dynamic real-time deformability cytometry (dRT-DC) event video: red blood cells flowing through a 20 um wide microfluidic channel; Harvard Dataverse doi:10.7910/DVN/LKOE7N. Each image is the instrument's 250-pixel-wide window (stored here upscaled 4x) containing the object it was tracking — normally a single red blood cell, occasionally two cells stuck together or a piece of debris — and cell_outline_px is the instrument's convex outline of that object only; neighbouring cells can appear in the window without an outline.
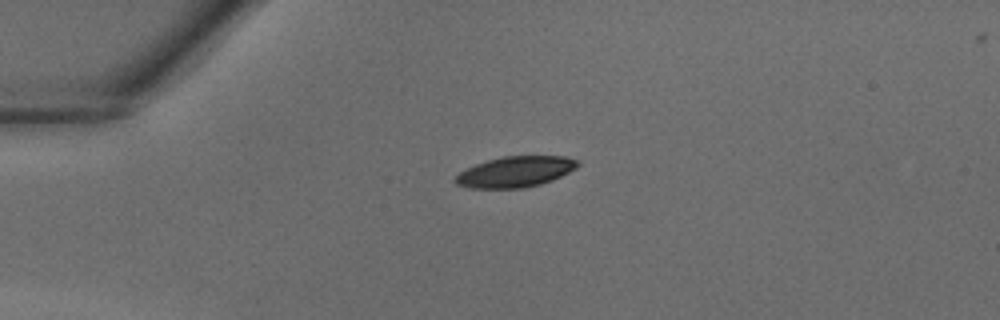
{"species": "common noctule bat (a hibernating species)", "species_latin": "Nyctalus noctula", "temperature_condition": "warm", "stored_images_in_passage": 31, "camera_frame_rate_fps": 3000, "um_per_image_px": 0.085, "animal": {"sex": "male", "body_mass_g": 18.8}, "frame": {"image": 1, "passage_image": 1, "time_ms": 0.0, "image_size_px": [1000, 320], "cell_outline_px": [[580, 164], [576, 168], [552, 180], [540, 184], [524, 188], [468, 188], [456, 184], [452, 180], [460, 172], [476, 164], [488, 160], [504, 156], [568, 156], [580, 160]], "centroid_in_image_um": [43.82, 14.6], "position_along_channel_um": 41.2, "area_um2": 21.96}}
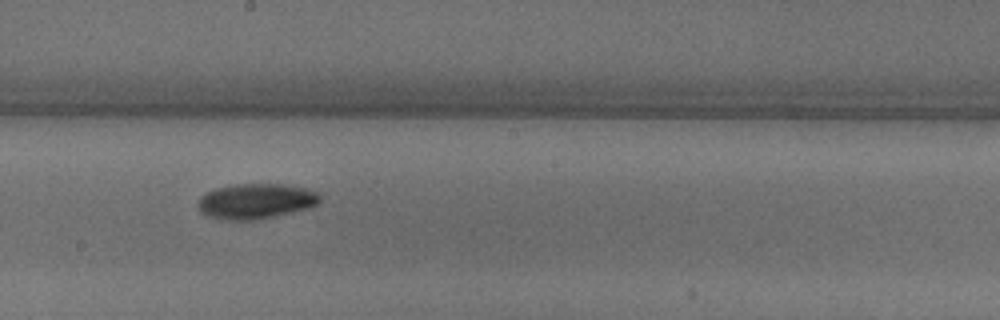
{"frame": {"image": 2, "passage_image": 14, "time_ms": 4.333, "image_size_px": [1000, 320], "cell_outline_px": [[320, 200], [316, 204], [308, 208], [260, 220], [228, 220], [208, 216], [200, 212], [200, 196], [216, 188], [236, 184], [284, 184], [304, 188], [316, 192], [320, 196]], "centroid_in_image_um": [21.76, 17.11], "position_along_channel_um": 226.4, "area_um2": 24.85}}
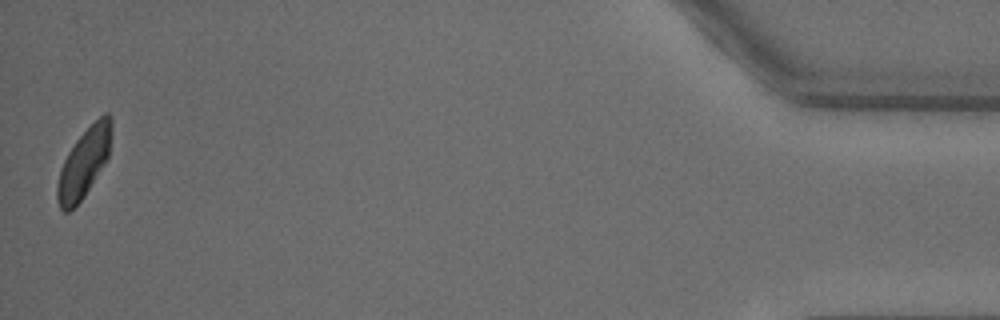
{"frame": {"image": 3, "passage_image": 31, "time_ms": 10.0, "image_size_px": [1000, 320], "cell_outline_px": [[112, 132], [108, 156], [104, 164], [84, 196], [68, 212], [64, 212], [60, 208], [56, 196], [56, 188], [60, 168], [68, 152], [76, 140], [104, 112], [108, 112], [112, 116]], "centroid_in_image_um": [7.14, 13.81], "position_along_channel_um": 428.1, "area_um2": 21.56}}